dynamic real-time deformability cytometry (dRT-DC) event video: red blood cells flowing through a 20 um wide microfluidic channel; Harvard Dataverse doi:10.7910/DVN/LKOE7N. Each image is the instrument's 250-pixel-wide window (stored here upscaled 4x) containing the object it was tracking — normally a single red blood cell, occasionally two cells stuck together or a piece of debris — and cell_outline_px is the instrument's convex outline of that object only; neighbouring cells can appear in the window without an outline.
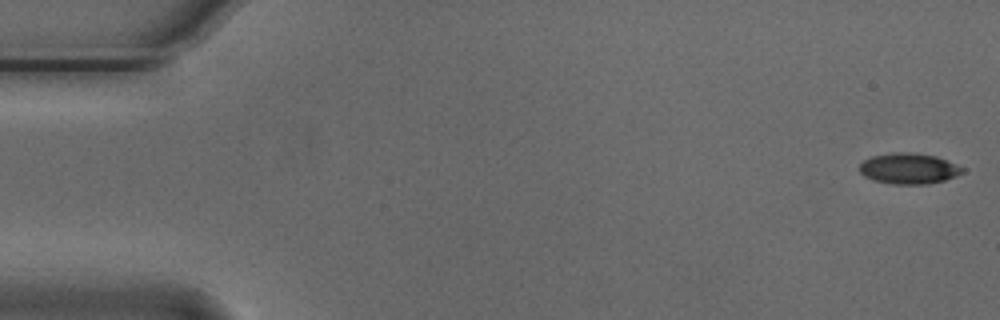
{"species": "Egyptian fruit bat (a non-hibernating species)", "species_latin": "Rousettus aegyptiacus", "temperature_condition": "cold", "stored_images_in_passage": 11, "camera_frame_rate_fps": 3000, "um_per_image_px": 0.085, "animal": {"sex": "male"}, "frame": {"image": 1, "passage_image": 1, "time_ms": 0.0, "image_size_px": [1000, 320], "cell_outline_px": [[964, 172], [956, 176], [944, 180], [928, 184], [892, 184], [872, 180], [864, 176], [860, 172], [860, 164], [864, 160], [872, 156], [892, 152], [908, 152], [936, 156], [956, 164], [964, 168]], "centroid_in_image_um": [77.24, 14.33], "position_along_channel_um": 7.8, "area_um2": 18.5}}